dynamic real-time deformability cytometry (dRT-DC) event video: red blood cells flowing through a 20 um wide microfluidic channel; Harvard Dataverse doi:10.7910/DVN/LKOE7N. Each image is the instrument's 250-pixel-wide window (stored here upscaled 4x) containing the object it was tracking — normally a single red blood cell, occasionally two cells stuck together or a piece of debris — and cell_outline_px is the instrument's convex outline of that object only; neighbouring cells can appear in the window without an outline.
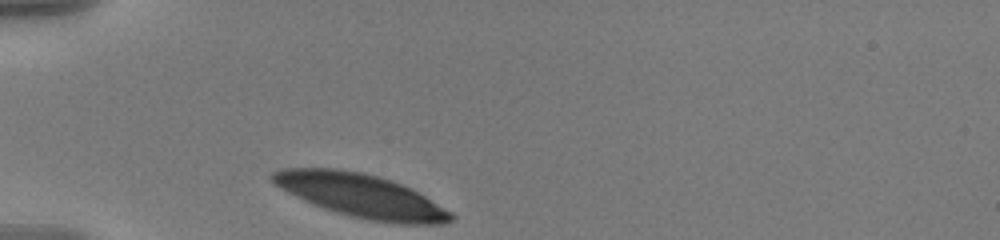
{"species": "human", "species_latin": "Homo sapiens", "temperature_condition": "warm", "stored_images_in_passage": 33, "camera_frame_rate_fps": 3000, "um_per_image_px": 0.085, "donor": {"sex": "male"}, "frame": {"image": 1, "passage_image": 1, "time_ms": 0.0, "image_size_px": [1000, 240], "cell_outline_px": [[456, 216], [452, 220], [444, 224], [392, 224], [368, 220], [336, 212], [312, 204], [280, 188], [268, 176], [272, 172], [280, 168], [336, 168], [360, 172], [376, 176], [400, 184], [424, 196], [452, 212]], "centroid_in_image_um": [30.67, 16.64], "position_along_channel_um": 54.3, "area_um2": 44.85}}
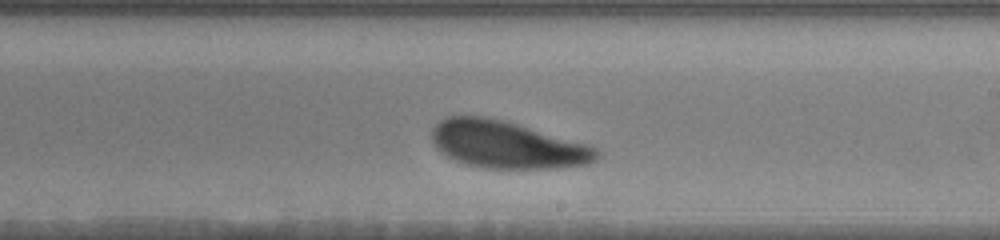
{"frame": {"image": 2, "passage_image": 19, "time_ms": 6.0, "image_size_px": [1000, 240], "cell_outline_px": [[600, 156], [596, 160], [588, 164], [556, 168], [484, 168], [468, 164], [456, 160], [440, 152], [436, 148], [432, 140], [432, 128], [440, 120], [448, 116], [484, 116], [504, 120], [588, 144], [596, 148], [600, 152]], "centroid_in_image_um": [43.11, 12.29], "position_along_channel_um": 245.9, "area_um2": 45.37}}
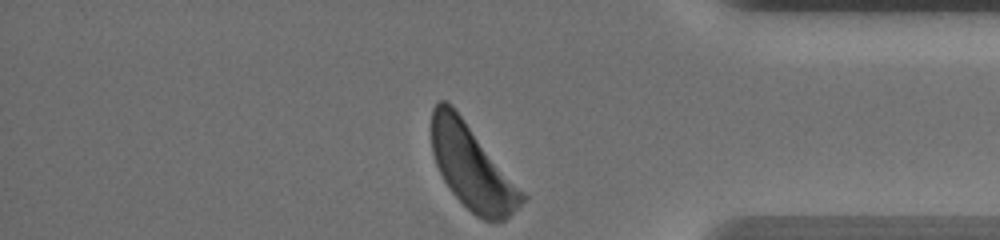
{"frame": {"image": 3, "passage_image": 33, "time_ms": 10.667, "image_size_px": [1000, 240], "cell_outline_px": [[528, 196], [504, 220], [484, 220], [476, 216], [448, 188], [436, 164], [432, 152], [432, 108], [440, 100], [444, 100], [452, 104]], "centroid_in_image_um": [40.11, 14.18], "position_along_channel_um": 395.1, "area_um2": 43.99}, "authors_computed_cell_mechanics": {"area_um2": 46.3556, "velocity_mm_per_s": 3.5048, "shape_relaxation_time_tau1_ms": 2.2159, "shape_relaxation_time_tau2_ms": 10.9188, "deformation_change_tau1": 0.1218, "deformation_change_tau2": 0.1953}}